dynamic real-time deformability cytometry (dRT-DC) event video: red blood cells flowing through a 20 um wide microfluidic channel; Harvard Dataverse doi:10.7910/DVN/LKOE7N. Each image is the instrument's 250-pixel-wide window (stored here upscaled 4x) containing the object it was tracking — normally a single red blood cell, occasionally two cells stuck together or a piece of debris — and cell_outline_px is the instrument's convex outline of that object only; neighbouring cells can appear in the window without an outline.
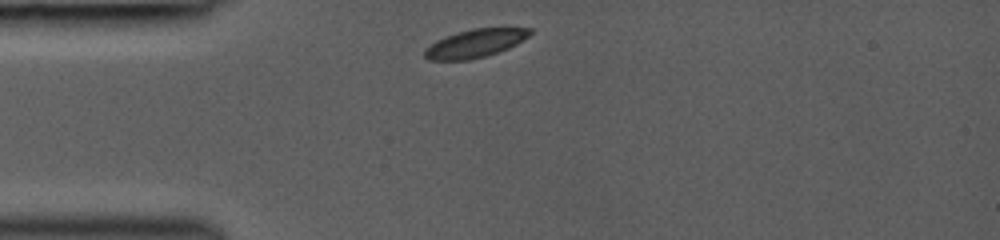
{"species": "common noctule bat (a hibernating species)", "species_latin": "Nyctalus noctula", "temperature_condition": "room temperature", "stored_images_in_passage": 2, "camera_frame_rate_fps": 3000, "um_per_image_px": 0.085, "animal": {"sex": "female", "body_mass_g": 19.0, "forearm_length_mm": 53.3}, "frame": {"image": 1, "passage_image": 1, "time_ms": 0.0, "image_size_px": [1000, 240], "cell_outline_px": [[532, 32], [528, 36], [516, 44], [508, 48], [484, 56], [468, 60], [428, 60], [424, 56], [424, 48], [436, 40], [444, 36], [472, 28], [532, 28]], "centroid_in_image_um": [40.34, 3.68], "position_along_channel_um": 44.7, "area_um2": 17.22}}